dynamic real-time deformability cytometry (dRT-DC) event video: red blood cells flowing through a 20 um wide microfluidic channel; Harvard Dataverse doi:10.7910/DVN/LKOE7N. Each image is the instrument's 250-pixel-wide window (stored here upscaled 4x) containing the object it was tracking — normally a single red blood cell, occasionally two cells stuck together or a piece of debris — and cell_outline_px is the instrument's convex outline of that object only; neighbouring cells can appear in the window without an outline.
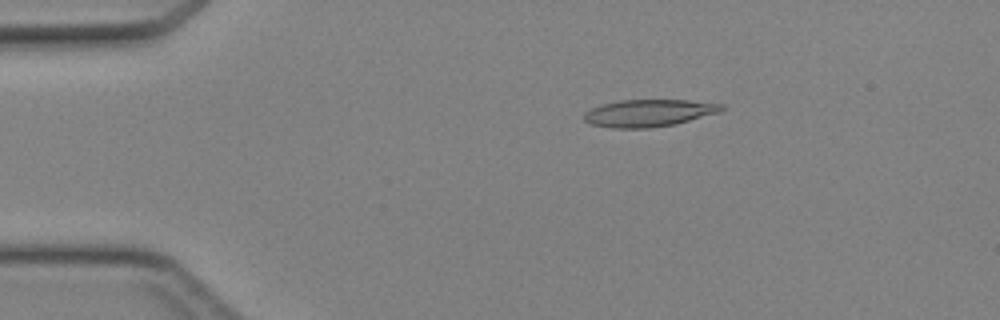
{"species": "Egyptian fruit bat (a non-hibernating species)", "species_latin": "Rousettus aegyptiacus", "temperature_condition": "cold", "stored_images_in_passage": 45, "camera_frame_rate_fps": 3000, "um_per_image_px": 0.085, "animal": {"sex": "female"}, "frame": {"image": 1, "passage_image": 8, "time_ms": 2.333, "image_size_px": [1000, 320], "cell_outline_px": [[724, 108], [720, 112], [676, 124], [648, 128], [612, 128], [592, 124], [584, 120], [584, 112], [600, 104], [620, 100], [688, 100], [724, 104]], "centroid_in_image_um": [55.15, 9.6], "position_along_channel_um": 29.9, "area_um2": 21.85}}
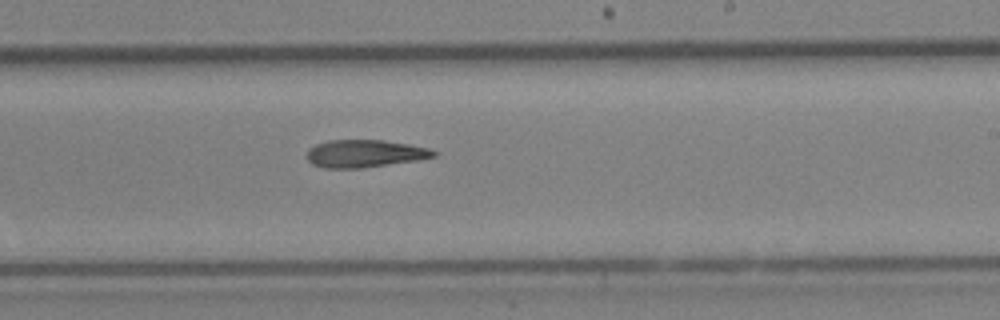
{"frame": {"image": 2, "passage_image": 27, "time_ms": 8.667, "image_size_px": [1000, 320], "cell_outline_px": [[440, 152], [436, 156], [420, 160], [364, 168], [324, 168], [312, 164], [304, 156], [308, 148], [316, 144], [328, 140], [384, 140], [408, 144], [428, 148]], "centroid_in_image_um": [31.0, 13.06], "position_along_channel_um": 258.0, "area_um2": 20.75}}
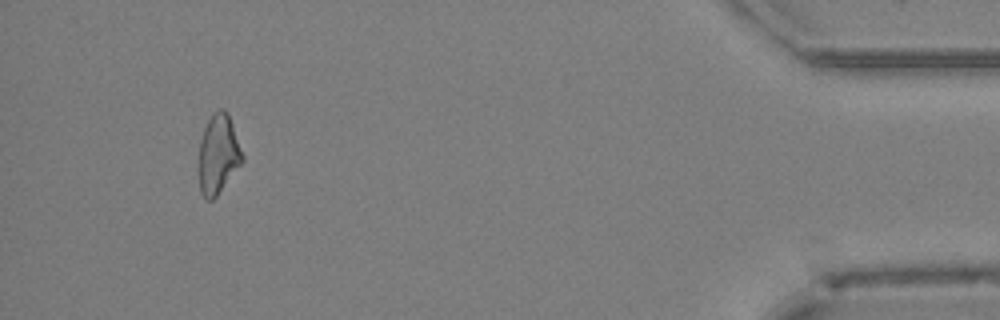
{"frame": {"image": 3, "passage_image": 42, "time_ms": 13.667, "image_size_px": [1000, 320], "cell_outline_px": [[244, 160], [216, 196], [212, 200], [208, 200], [200, 192], [196, 168], [200, 140], [204, 128], [212, 112], [220, 108], [224, 108], [228, 112], [244, 156]], "centroid_in_image_um": [18.51, 13.1], "position_along_channel_um": 416.7, "area_um2": 20.63}}